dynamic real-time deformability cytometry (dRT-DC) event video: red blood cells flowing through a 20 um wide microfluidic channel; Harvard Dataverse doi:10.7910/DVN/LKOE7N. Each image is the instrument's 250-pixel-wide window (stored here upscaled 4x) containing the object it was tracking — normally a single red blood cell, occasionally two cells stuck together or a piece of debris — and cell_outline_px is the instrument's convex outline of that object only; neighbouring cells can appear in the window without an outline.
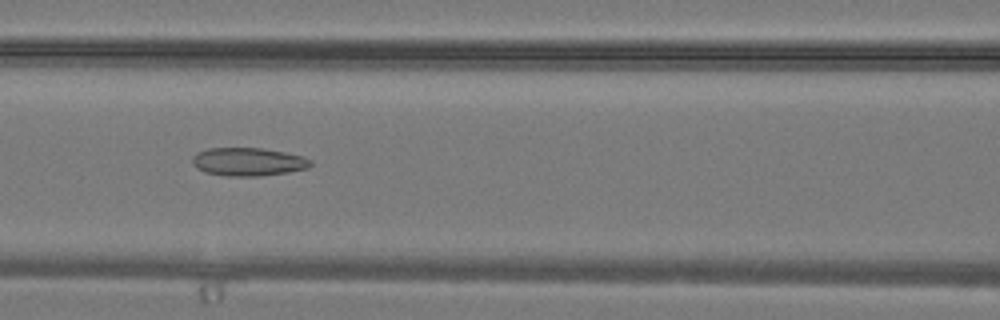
{"species": "common noctule bat (a hibernating species)", "species_latin": "Nyctalus noctula", "temperature_condition": "warm", "stored_images_in_passage": 30, "camera_frame_rate_fps": 3000, "um_per_image_px": 0.085, "animal": {"sex": "male", "body_mass_g": 19.2, "forearm_length_mm": 51.8}, "frame": {"image": 1, "passage_image": 16, "time_ms": 5.0, "image_size_px": [1000, 320], "cell_outline_px": [[312, 164], [308, 168], [288, 172], [256, 176], [228, 176], [204, 172], [196, 168], [192, 164], [192, 156], [196, 152], [208, 148], [260, 148], [284, 152], [304, 156], [312, 160]], "centroid_in_image_um": [21.07, 13.75], "position_along_channel_um": 145.5, "area_um2": 19.54}}
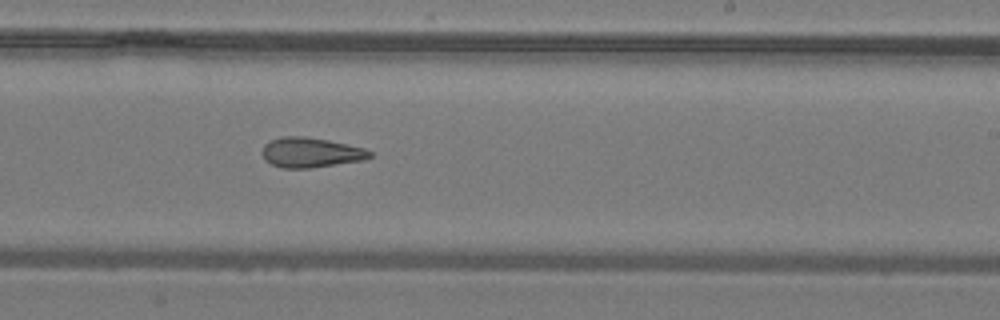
{"frame": {"image": 2, "passage_image": 22, "time_ms": 7.0, "image_size_px": [1000, 320], "cell_outline_px": [[372, 156], [364, 160], [308, 168], [280, 168], [264, 160], [264, 144], [268, 140], [280, 136], [304, 136], [328, 140], [364, 148], [372, 152]], "centroid_in_image_um": [26.4, 12.95], "position_along_channel_um": 262.6, "area_um2": 18.73}}
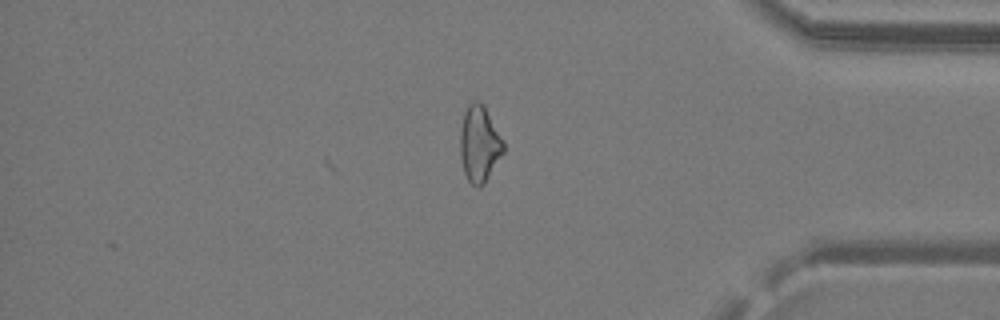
{"frame": {"image": 3, "passage_image": 30, "time_ms": 9.667, "image_size_px": [1000, 320], "cell_outline_px": [[504, 152], [484, 184], [480, 188], [476, 188], [468, 180], [464, 172], [460, 156], [460, 132], [464, 112], [468, 104], [472, 100], [476, 100], [484, 104], [504, 140]], "centroid_in_image_um": [40.75, 12.22], "position_along_channel_um": 394.4, "area_um2": 19.54}}